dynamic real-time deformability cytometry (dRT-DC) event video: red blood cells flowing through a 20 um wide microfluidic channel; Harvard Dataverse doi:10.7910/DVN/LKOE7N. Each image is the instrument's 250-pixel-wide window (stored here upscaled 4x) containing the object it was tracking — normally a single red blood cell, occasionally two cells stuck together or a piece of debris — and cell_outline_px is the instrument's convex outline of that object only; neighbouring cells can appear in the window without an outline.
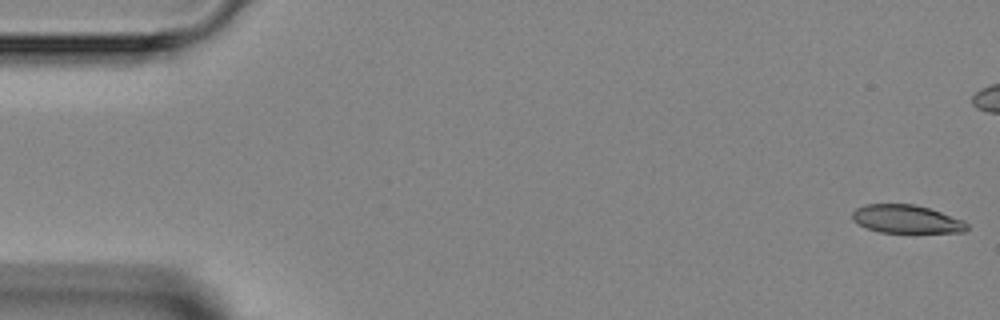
{"species": "Egyptian fruit bat (a non-hibernating species)", "species_latin": "Rousettus aegyptiacus", "temperature_condition": "room temperature", "stored_images_in_passage": 8, "segment_of_instrument_passage": [1, 2], "camera_frame_rate_fps": 3000, "um_per_image_px": 0.085, "animal": {"sex": "female"}, "frame": {"image": 1, "passage_image": 1, "time_ms": 0.0, "image_size_px": [1000, 320], "cell_outline_px": [[968, 228], [964, 232], [880, 232], [868, 228], [852, 220], [852, 212], [856, 208], [868, 204], [912, 204], [928, 208], [964, 220], [968, 224]], "centroid_in_image_um": [77.05, 18.62], "position_along_channel_um": 8.0, "area_um2": 18.61}}
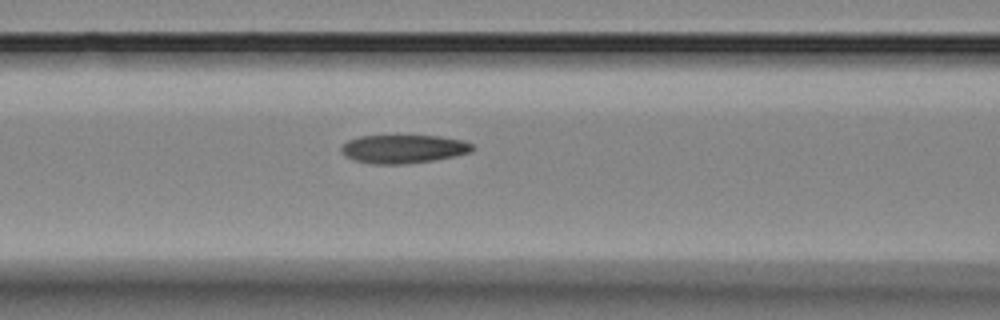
{"frame": {"image": 2, "passage_image": 7, "time_ms": 7.667, "image_size_px": [1000, 320], "cell_outline_px": [[476, 148], [472, 152], [456, 156], [432, 160], [404, 164], [372, 164], [352, 160], [344, 156], [340, 152], [340, 144], [348, 140], [360, 136], [440, 136], [464, 140], [472, 144]], "centroid_in_image_um": [34.27, 12.66], "position_along_channel_um": 132.3, "area_um2": 22.08}}